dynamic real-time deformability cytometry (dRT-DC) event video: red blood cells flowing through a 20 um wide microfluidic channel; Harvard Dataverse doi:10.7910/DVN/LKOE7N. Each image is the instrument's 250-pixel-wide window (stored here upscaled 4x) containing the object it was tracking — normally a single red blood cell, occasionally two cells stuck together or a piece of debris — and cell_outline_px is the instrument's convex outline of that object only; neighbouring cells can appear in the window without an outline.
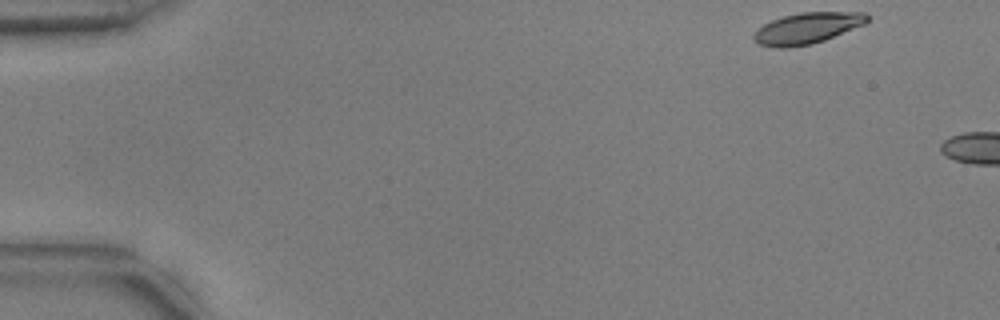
{"species": "common noctule bat (a hibernating species)", "species_latin": "Nyctalus noctula", "temperature_condition": "warm", "stored_images_in_passage": 11, "camera_frame_rate_fps": 3000, "um_per_image_px": 0.085, "animal": {"sex": "male", "body_mass_g": 17.9, "forearm_length_mm": 54.2}, "frame": {"image": 1, "passage_image": 1, "time_ms": 0.0, "image_size_px": [1000, 320], "cell_outline_px": [[868, 20], [864, 24], [824, 40], [812, 44], [788, 48], [776, 48], [760, 44], [752, 40], [752, 36], [764, 24], [772, 20], [784, 16], [800, 12], [864, 12], [868, 16]], "centroid_in_image_um": [68.59, 2.4], "position_along_channel_um": 16.4, "area_um2": 20.4}}